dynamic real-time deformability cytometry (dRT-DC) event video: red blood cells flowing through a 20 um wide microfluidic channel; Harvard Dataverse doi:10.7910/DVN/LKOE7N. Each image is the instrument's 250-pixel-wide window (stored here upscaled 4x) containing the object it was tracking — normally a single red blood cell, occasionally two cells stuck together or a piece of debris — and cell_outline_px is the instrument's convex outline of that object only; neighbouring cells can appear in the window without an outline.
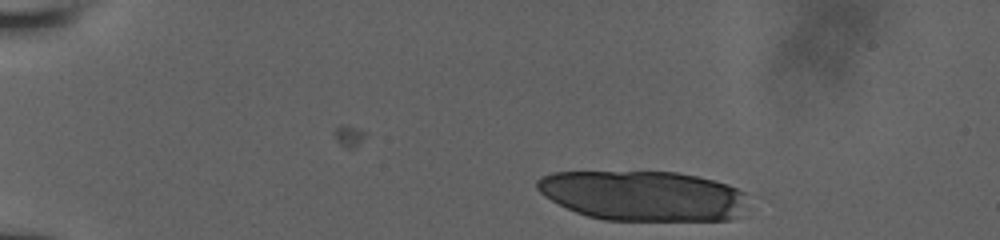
{"species": "human", "species_latin": "Homo sapiens", "temperature_condition": "room temperature", "stored_images_in_passage": 13, "camera_frame_rate_fps": 3000, "um_per_image_px": 0.085, "donor": {"sex": "male"}, "frame": {"image": 1, "passage_image": 1, "time_ms": 0.0, "image_size_px": [1000, 240], "cell_outline_px": [[744, 192], [736, 216], [728, 220], [604, 220], [588, 216], [576, 212], [544, 196], [536, 188], [536, 180], [540, 176], [552, 172], [676, 172], [696, 176], [728, 184]], "centroid_in_image_um": [54.55, 16.62], "position_along_channel_um": 30.4, "area_um2": 60.69}}